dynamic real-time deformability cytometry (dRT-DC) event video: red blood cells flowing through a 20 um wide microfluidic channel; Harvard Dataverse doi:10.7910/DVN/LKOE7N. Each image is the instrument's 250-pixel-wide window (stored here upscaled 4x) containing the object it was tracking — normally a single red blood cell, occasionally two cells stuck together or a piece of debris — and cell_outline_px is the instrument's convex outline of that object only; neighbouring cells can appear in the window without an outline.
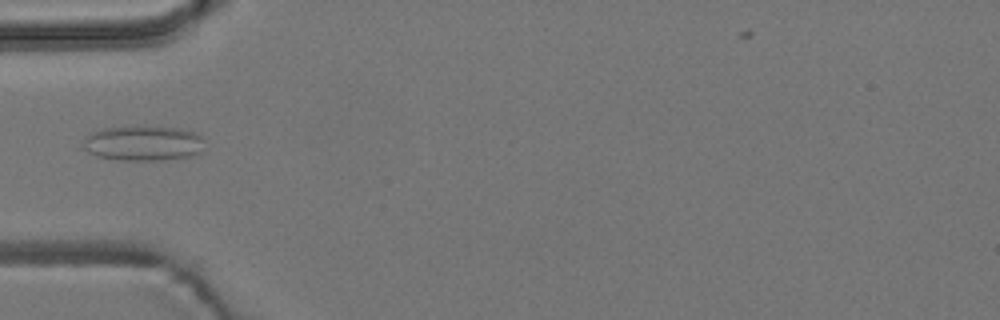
{"species": "common noctule bat (a hibernating species)", "species_latin": "Nyctalus noctula", "temperature_condition": "room temperature", "stored_images_in_passage": 38, "camera_frame_rate_fps": 3000, "um_per_image_px": 0.085, "animal": {"sex": "male", "body_mass_g": 19.2, "forearm_length_mm": 51.8}, "frame": {"image": 1, "passage_image": 1, "time_ms": 0.0, "image_size_px": [1000, 320], "cell_outline_px": [[204, 152], [188, 156], [160, 160], [120, 160], [96, 156], [80, 148], [84, 140], [92, 132], [100, 128], [180, 128], [192, 132], [200, 136], [204, 140]], "centroid_in_image_um": [12.16, 12.21], "position_along_channel_um": 72.8, "area_um2": 24.45}}
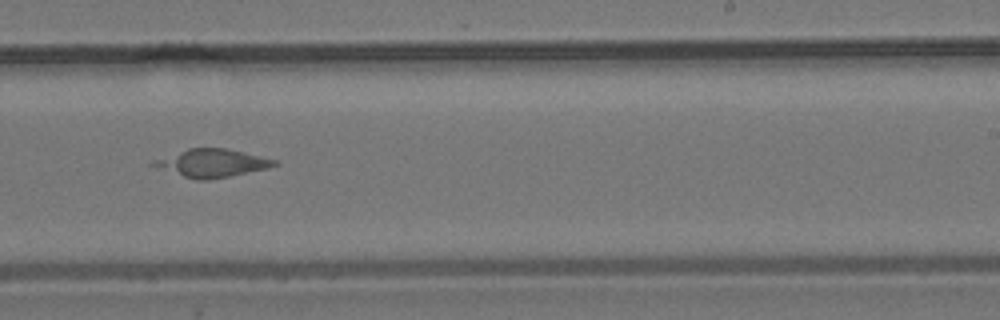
{"frame": {"image": 2, "passage_image": 17, "time_ms": 5.333, "image_size_px": [1000, 320], "cell_outline_px": [[280, 164], [268, 168], [208, 180], [196, 180], [148, 164], [152, 160], [188, 148], [224, 148], [276, 160]], "centroid_in_image_um": [17.99, 13.86], "position_along_channel_um": 271.0, "area_um2": 19.31}}
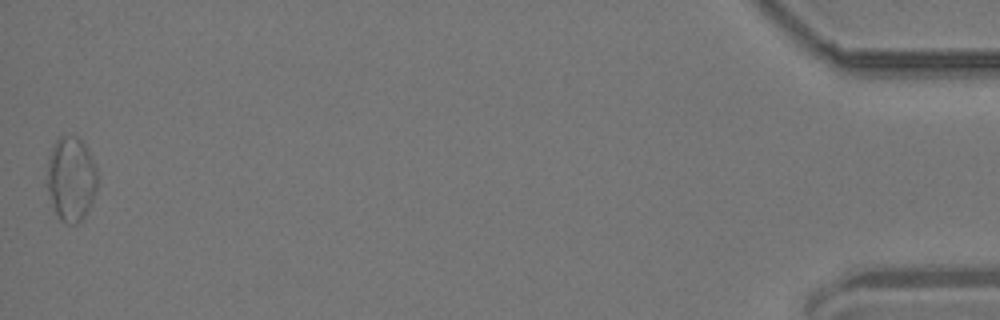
{"frame": {"image": 3, "passage_image": 38, "time_ms": 12.333, "image_size_px": [1000, 320], "cell_outline_px": [[96, 188], [92, 200], [84, 216], [76, 224], [68, 224], [60, 220], [52, 204], [48, 188], [48, 156], [56, 140], [60, 136], [76, 136], [88, 148], [92, 156], [96, 168]], "centroid_in_image_um": [6.04, 15.18], "position_along_channel_um": 429.2, "area_um2": 24.39}}